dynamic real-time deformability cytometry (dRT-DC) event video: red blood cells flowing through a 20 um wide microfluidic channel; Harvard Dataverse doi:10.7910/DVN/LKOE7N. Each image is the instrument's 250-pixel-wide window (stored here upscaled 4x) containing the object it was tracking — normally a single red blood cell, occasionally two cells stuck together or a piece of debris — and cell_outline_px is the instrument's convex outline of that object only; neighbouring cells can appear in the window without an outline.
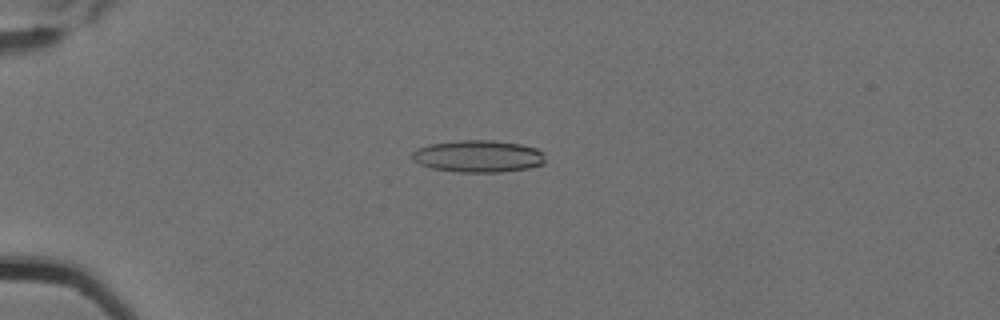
{"species": "Egyptian fruit bat (a non-hibernating species)", "species_latin": "Rousettus aegyptiacus", "temperature_condition": "cold", "stored_images_in_passage": 7, "camera_frame_rate_fps": 3000, "um_per_image_px": 0.085, "animal": {"sex": "female"}, "frame": {"image": 1, "passage_image": 5, "time_ms": 1.333, "image_size_px": [1000, 320], "cell_outline_px": [[544, 164], [528, 168], [500, 172], [460, 172], [432, 168], [420, 164], [412, 156], [412, 152], [416, 148], [428, 144], [460, 140], [492, 140], [520, 144], [536, 148], [544, 152]], "centroid_in_image_um": [40.66, 13.27], "position_along_channel_um": 44.3, "area_um2": 24.85}}
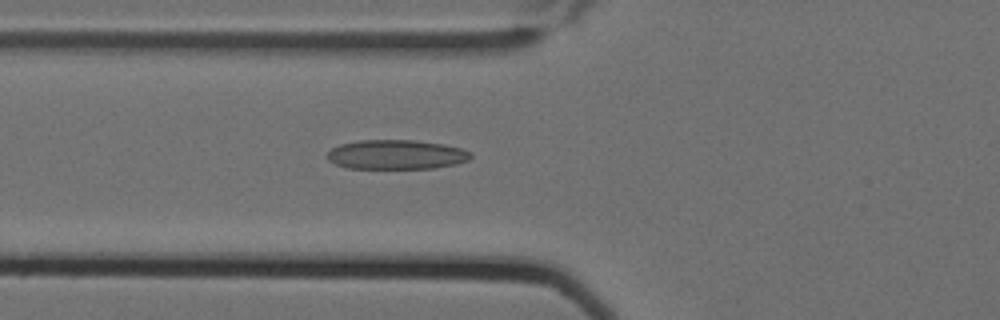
{"frame": {"image": 2, "passage_image": 7, "time_ms": 2.0, "image_size_px": [1000, 320], "cell_outline_px": [[472, 156], [468, 160], [456, 164], [432, 168], [348, 168], [336, 164], [328, 160], [324, 156], [332, 148], [340, 144], [360, 140], [416, 140], [444, 144], [460, 148], [472, 152]], "centroid_in_image_um": [33.68, 13.13], "position_along_channel_um": 92.1, "area_um2": 24.68}}